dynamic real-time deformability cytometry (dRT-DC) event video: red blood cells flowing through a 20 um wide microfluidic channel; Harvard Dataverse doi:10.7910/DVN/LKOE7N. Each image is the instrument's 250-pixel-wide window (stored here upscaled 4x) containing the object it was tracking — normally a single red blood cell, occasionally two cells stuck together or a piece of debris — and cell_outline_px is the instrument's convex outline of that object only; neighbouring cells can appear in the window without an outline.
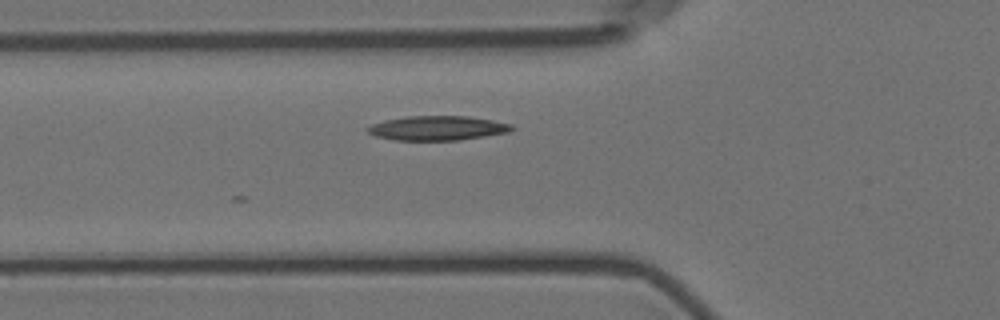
{"species": "Egyptian fruit bat (a non-hibernating species)", "species_latin": "Rousettus aegyptiacus", "temperature_condition": "room temperature", "stored_images_in_passage": 7, "camera_frame_rate_fps": 3000, "um_per_image_px": 0.085, "animal": {"sex": "female"}, "frame": {"image": 1, "passage_image": 7, "time_ms": 7.333, "image_size_px": [1000, 320], "cell_outline_px": [[516, 128], [508, 132], [460, 140], [396, 140], [376, 136], [368, 132], [364, 128], [372, 124], [384, 120], [408, 116], [468, 116], [492, 120], [512, 124]], "centroid_in_image_um": [37.18, 10.88], "position_along_channel_um": 88.6, "area_um2": 20.52}}